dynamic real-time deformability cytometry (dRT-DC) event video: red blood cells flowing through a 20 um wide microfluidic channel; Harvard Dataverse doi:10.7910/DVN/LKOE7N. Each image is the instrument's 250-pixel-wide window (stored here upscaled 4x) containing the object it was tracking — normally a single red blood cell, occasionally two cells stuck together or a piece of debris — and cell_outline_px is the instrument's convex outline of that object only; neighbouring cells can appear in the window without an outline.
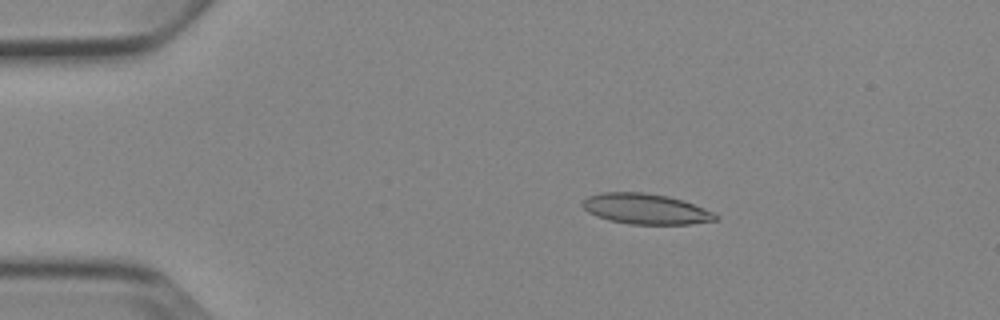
{"species": "Egyptian fruit bat (a non-hibernating species)", "species_latin": "Rousettus aegyptiacus", "temperature_condition": "cold", "stored_images_in_passage": 6, "camera_frame_rate_fps": 3000, "um_per_image_px": 0.085, "animal": {"sex": "female"}, "frame": {"image": 1, "passage_image": 3, "time_ms": 2.333, "image_size_px": [1000, 320], "cell_outline_px": [[720, 216], [716, 220], [692, 224], [628, 224], [608, 220], [596, 216], [588, 212], [580, 204], [588, 196], [600, 192], [644, 192], [668, 196], [692, 204], [712, 212]], "centroid_in_image_um": [54.84, 17.76], "position_along_channel_um": 30.2, "area_um2": 23.58}}
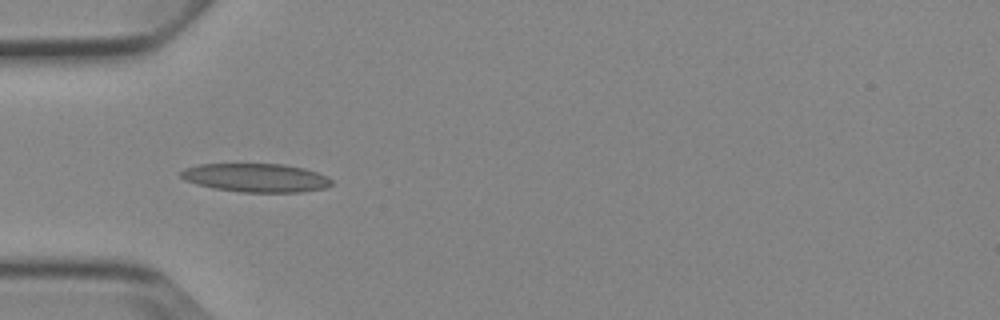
{"frame": {"image": 2, "passage_image": 5, "time_ms": 4.667, "image_size_px": [1000, 320], "cell_outline_px": [[332, 184], [328, 188], [300, 192], [240, 192], [212, 188], [196, 184], [184, 180], [180, 176], [180, 172], [184, 168], [200, 164], [284, 164], [304, 168], [328, 176], [332, 180]], "centroid_in_image_um": [21.76, 15.11], "position_along_channel_um": 63.2, "area_um2": 25.32}}
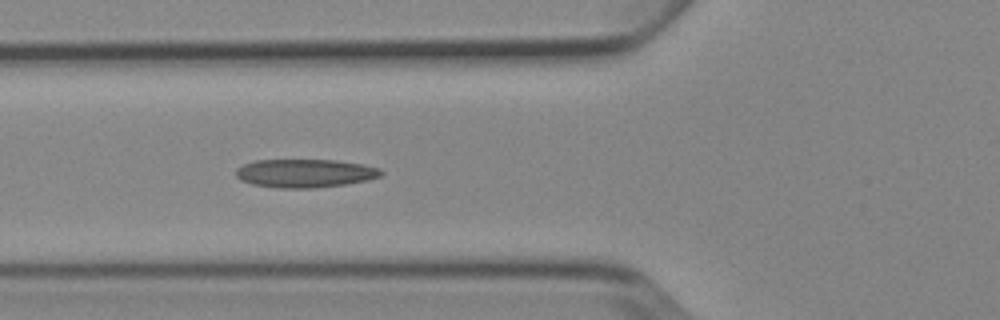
{"frame": {"image": 3, "passage_image": 6, "time_ms": 5.667, "image_size_px": [1000, 320], "cell_outline_px": [[384, 172], [380, 176], [368, 180], [344, 184], [316, 188], [276, 188], [252, 184], [240, 180], [236, 176], [236, 168], [252, 160], [336, 160], [364, 164], [380, 168]], "centroid_in_image_um": [25.92, 14.72], "position_along_channel_um": 99.9, "area_um2": 24.22}}